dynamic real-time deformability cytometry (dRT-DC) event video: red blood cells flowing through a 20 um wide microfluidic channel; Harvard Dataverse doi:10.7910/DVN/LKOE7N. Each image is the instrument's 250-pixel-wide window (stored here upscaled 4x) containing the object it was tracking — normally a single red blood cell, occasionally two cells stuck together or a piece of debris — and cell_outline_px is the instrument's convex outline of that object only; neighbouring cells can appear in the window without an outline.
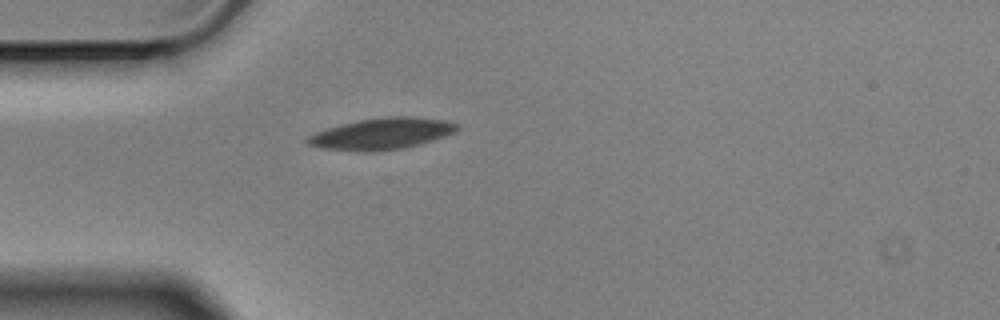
{"species": "Egyptian fruit bat (a non-hibernating species)", "species_latin": "Rousettus aegyptiacus", "temperature_condition": "cold", "stored_images_in_passage": 1, "camera_frame_rate_fps": 3000, "um_per_image_px": 0.085, "animal": {"sex": "male"}, "frame": {"image": 1, "passage_image": 1, "time_ms": 0.0, "image_size_px": [1000, 320], "cell_outline_px": [[460, 128], [444, 136], [420, 144], [404, 148], [372, 152], [360, 152], [320, 148], [308, 144], [304, 140], [308, 136], [316, 132], [340, 124], [360, 120], [388, 116], [408, 116], [444, 120], [460, 124]], "centroid_in_image_um": [32.42, 11.37], "position_along_channel_um": 52.6, "area_um2": 27.4}}